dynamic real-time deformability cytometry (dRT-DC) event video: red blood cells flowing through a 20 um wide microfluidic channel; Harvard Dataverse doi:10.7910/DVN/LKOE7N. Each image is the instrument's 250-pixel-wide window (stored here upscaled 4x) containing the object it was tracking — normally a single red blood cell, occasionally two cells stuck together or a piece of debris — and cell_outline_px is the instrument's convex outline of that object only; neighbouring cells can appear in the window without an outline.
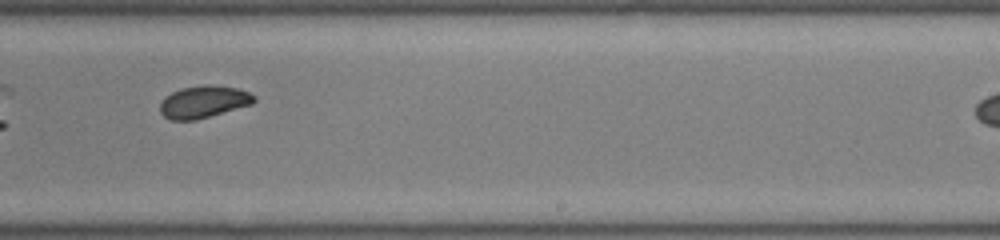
{"species": "common noctule bat (a hibernating species)", "species_latin": "Nyctalus noctula", "temperature_condition": "room temperature", "stored_images_in_passage": 28, "camera_frame_rate_fps": 3000, "um_per_image_px": 0.085, "animal": {"sex": "male", "body_mass_g": 19.0, "forearm_length_mm": 50.8}, "frame": {"image": 1, "passage_image": 16, "time_ms": 5.0, "image_size_px": [1000, 240], "cell_outline_px": [[256, 100], [252, 104], [196, 120], [172, 120], [164, 116], [160, 112], [160, 104], [164, 96], [180, 88], [208, 84], [236, 88], [248, 92], [256, 96]], "centroid_in_image_um": [17.29, 8.65], "position_along_channel_um": 271.7, "area_um2": 17.63}, "authors_computed_cell_mechanics": {"area_um2": 17.8024, "velocity_mm_per_s": 4.07, "shape_relaxation_time_tau1_ms": 2.3432, "shape_relaxation_time_tau2_ms": 4.2349, "deformation_change_tau1": 0.065, "deformation_change_tau2": 0.0619}}